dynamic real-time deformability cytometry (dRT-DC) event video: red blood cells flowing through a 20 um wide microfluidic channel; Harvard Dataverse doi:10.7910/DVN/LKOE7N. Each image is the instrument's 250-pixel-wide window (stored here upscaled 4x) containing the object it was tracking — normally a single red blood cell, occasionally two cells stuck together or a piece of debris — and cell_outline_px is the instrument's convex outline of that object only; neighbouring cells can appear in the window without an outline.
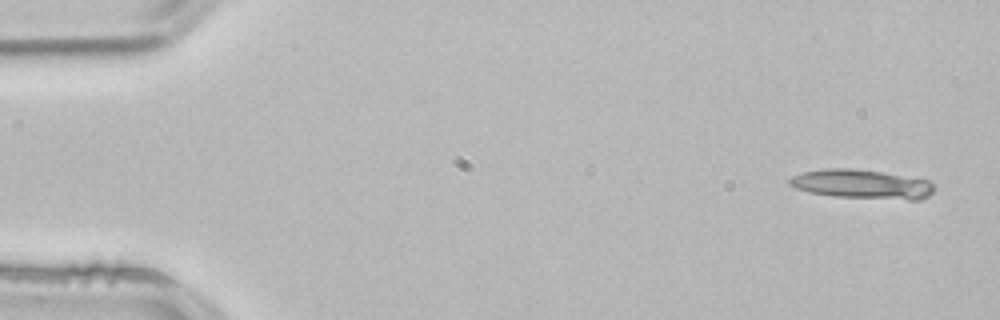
{"species": "common noctule bat (a hibernating species)", "species_latin": "Nyctalus noctula", "temperature_condition": "room temperature", "stored_images_in_passage": 3, "camera_frame_rate_fps": 3000, "um_per_image_px": 0.085, "animal": {"sex": "male", "body_mass_g": 21.5, "forearm_length_mm": 52.0}, "frame": {"image": 1, "passage_image": 1, "time_ms": 0.0, "image_size_px": [1000, 320], "cell_outline_px": [[932, 192], [928, 196], [920, 200], [908, 200], [836, 196], [808, 192], [796, 188], [788, 184], [788, 180], [792, 176], [804, 172], [824, 168], [852, 168], [880, 172], [928, 180], [932, 184]], "centroid_in_image_um": [73.22, 15.66], "position_along_channel_um": 11.8, "area_um2": 24.39}}